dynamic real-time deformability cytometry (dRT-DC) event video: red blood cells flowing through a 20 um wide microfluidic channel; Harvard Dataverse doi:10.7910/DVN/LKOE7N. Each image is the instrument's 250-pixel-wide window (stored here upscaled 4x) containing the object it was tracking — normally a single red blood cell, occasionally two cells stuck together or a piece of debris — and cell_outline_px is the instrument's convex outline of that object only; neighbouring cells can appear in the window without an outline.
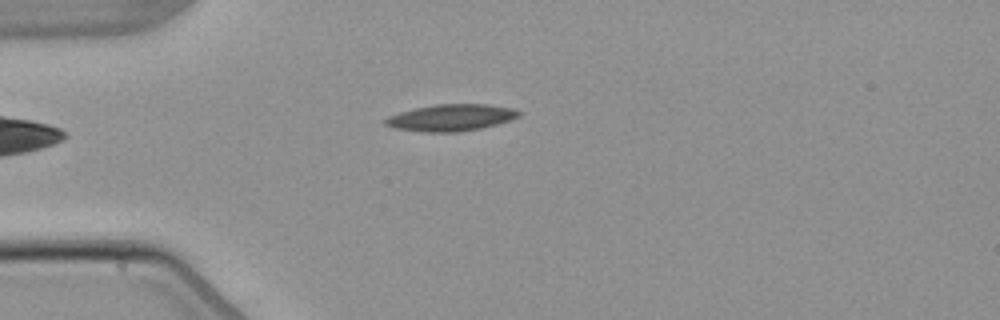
{"species": "common noctule bat (a hibernating species)", "species_latin": "Nyctalus noctula", "temperature_condition": "warm", "stored_images_in_passage": 3, "camera_frame_rate_fps": 3000, "um_per_image_px": 0.085, "animal": {"sex": "male", "body_mass_g": 21.5, "forearm_length_mm": 52.0}, "frame": {"image": 1, "passage_image": 3, "time_ms": 2.333, "image_size_px": [1000, 320], "cell_outline_px": [[524, 112], [520, 116], [512, 120], [480, 128], [456, 132], [424, 132], [392, 128], [384, 124], [380, 120], [388, 116], [400, 112], [416, 108], [436, 104], [488, 104], [516, 108]], "centroid_in_image_um": [38.35, 9.99], "position_along_channel_um": 46.6, "area_um2": 21.1}}